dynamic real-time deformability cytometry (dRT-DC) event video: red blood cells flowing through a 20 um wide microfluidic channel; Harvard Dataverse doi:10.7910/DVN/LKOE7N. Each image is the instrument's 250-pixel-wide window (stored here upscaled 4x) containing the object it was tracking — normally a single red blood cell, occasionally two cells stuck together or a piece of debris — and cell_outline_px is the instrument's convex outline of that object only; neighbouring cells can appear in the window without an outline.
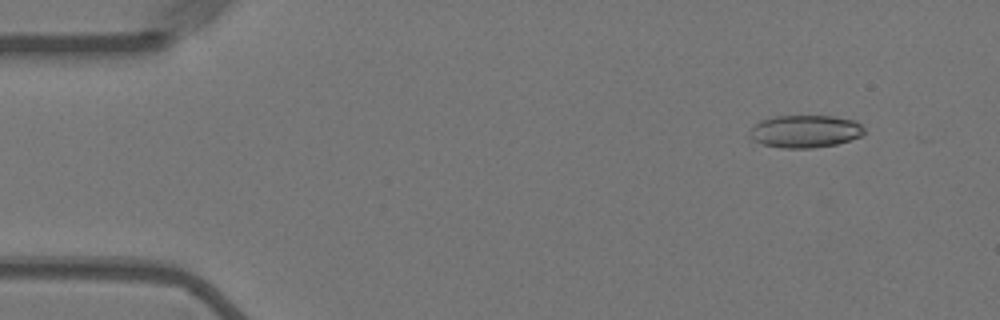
{"species": "Egyptian fruit bat (a non-hibernating species)", "species_latin": "Rousettus aegyptiacus", "temperature_condition": "warm", "stored_images_in_passage": 6, "camera_frame_rate_fps": 3000, "um_per_image_px": 0.085, "animal": {"sex": "female"}, "frame": {"image": 1, "passage_image": 2, "time_ms": 0.333, "image_size_px": [1000, 320], "cell_outline_px": [[864, 132], [860, 136], [836, 144], [812, 148], [784, 148], [764, 144], [752, 140], [748, 136], [752, 128], [760, 120], [776, 116], [832, 116], [856, 120], [864, 128]], "centroid_in_image_um": [68.43, 11.16], "position_along_channel_um": 16.6, "area_um2": 21.62}}